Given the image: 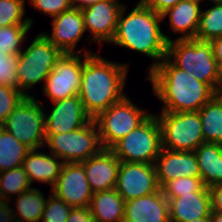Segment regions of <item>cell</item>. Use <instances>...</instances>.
<instances>
[{"label":"cell","mask_w":222,"mask_h":222,"mask_svg":"<svg viewBox=\"0 0 222 222\" xmlns=\"http://www.w3.org/2000/svg\"><path fill=\"white\" fill-rule=\"evenodd\" d=\"M146 80L152 83L153 93L163 103L161 111L165 112L199 111L216 94L167 57L148 72Z\"/></svg>","instance_id":"cell-1"},{"label":"cell","mask_w":222,"mask_h":222,"mask_svg":"<svg viewBox=\"0 0 222 222\" xmlns=\"http://www.w3.org/2000/svg\"><path fill=\"white\" fill-rule=\"evenodd\" d=\"M128 70L129 64L107 61L96 53L82 54L78 96L92 119L126 96L123 89Z\"/></svg>","instance_id":"cell-2"},{"label":"cell","mask_w":222,"mask_h":222,"mask_svg":"<svg viewBox=\"0 0 222 222\" xmlns=\"http://www.w3.org/2000/svg\"><path fill=\"white\" fill-rule=\"evenodd\" d=\"M124 5L118 17L114 38L110 43L126 49L143 53L153 62L147 71L154 69L167 55V44L172 39L161 29L162 15L145 6L141 1L136 3L127 15Z\"/></svg>","instance_id":"cell-3"},{"label":"cell","mask_w":222,"mask_h":222,"mask_svg":"<svg viewBox=\"0 0 222 222\" xmlns=\"http://www.w3.org/2000/svg\"><path fill=\"white\" fill-rule=\"evenodd\" d=\"M166 57L178 68L208 84L218 93V64L210 42L175 39L167 44Z\"/></svg>","instance_id":"cell-4"},{"label":"cell","mask_w":222,"mask_h":222,"mask_svg":"<svg viewBox=\"0 0 222 222\" xmlns=\"http://www.w3.org/2000/svg\"><path fill=\"white\" fill-rule=\"evenodd\" d=\"M62 54L42 33L34 37L32 43L19 53L16 72L18 89L26 97L31 96L30 89L40 82L44 83Z\"/></svg>","instance_id":"cell-5"},{"label":"cell","mask_w":222,"mask_h":222,"mask_svg":"<svg viewBox=\"0 0 222 222\" xmlns=\"http://www.w3.org/2000/svg\"><path fill=\"white\" fill-rule=\"evenodd\" d=\"M162 149L161 129L153 113L110 150L122 162L154 164Z\"/></svg>","instance_id":"cell-6"},{"label":"cell","mask_w":222,"mask_h":222,"mask_svg":"<svg viewBox=\"0 0 222 222\" xmlns=\"http://www.w3.org/2000/svg\"><path fill=\"white\" fill-rule=\"evenodd\" d=\"M151 114L135 105L128 95L109 106L93 119L98 128L102 148L110 149Z\"/></svg>","instance_id":"cell-7"},{"label":"cell","mask_w":222,"mask_h":222,"mask_svg":"<svg viewBox=\"0 0 222 222\" xmlns=\"http://www.w3.org/2000/svg\"><path fill=\"white\" fill-rule=\"evenodd\" d=\"M159 112L156 116L161 129L162 148L195 151L205 143L198 111Z\"/></svg>","instance_id":"cell-8"},{"label":"cell","mask_w":222,"mask_h":222,"mask_svg":"<svg viewBox=\"0 0 222 222\" xmlns=\"http://www.w3.org/2000/svg\"><path fill=\"white\" fill-rule=\"evenodd\" d=\"M33 96L25 97L1 125L30 149L45 146V110Z\"/></svg>","instance_id":"cell-9"},{"label":"cell","mask_w":222,"mask_h":222,"mask_svg":"<svg viewBox=\"0 0 222 222\" xmlns=\"http://www.w3.org/2000/svg\"><path fill=\"white\" fill-rule=\"evenodd\" d=\"M45 145L64 163H82L102 149L94 120L72 132L46 134Z\"/></svg>","instance_id":"cell-10"},{"label":"cell","mask_w":222,"mask_h":222,"mask_svg":"<svg viewBox=\"0 0 222 222\" xmlns=\"http://www.w3.org/2000/svg\"><path fill=\"white\" fill-rule=\"evenodd\" d=\"M81 58V53H63L57 60L42 88L52 102L78 95L82 81Z\"/></svg>","instance_id":"cell-11"},{"label":"cell","mask_w":222,"mask_h":222,"mask_svg":"<svg viewBox=\"0 0 222 222\" xmlns=\"http://www.w3.org/2000/svg\"><path fill=\"white\" fill-rule=\"evenodd\" d=\"M115 189L125 202L158 192L154 164L121 161Z\"/></svg>","instance_id":"cell-12"},{"label":"cell","mask_w":222,"mask_h":222,"mask_svg":"<svg viewBox=\"0 0 222 222\" xmlns=\"http://www.w3.org/2000/svg\"><path fill=\"white\" fill-rule=\"evenodd\" d=\"M123 6L119 0H100L81 9L85 30L91 33L89 41H98L100 46L112 41Z\"/></svg>","instance_id":"cell-13"},{"label":"cell","mask_w":222,"mask_h":222,"mask_svg":"<svg viewBox=\"0 0 222 222\" xmlns=\"http://www.w3.org/2000/svg\"><path fill=\"white\" fill-rule=\"evenodd\" d=\"M50 192L73 207H89L93 191L81 163H64Z\"/></svg>","instance_id":"cell-14"},{"label":"cell","mask_w":222,"mask_h":222,"mask_svg":"<svg viewBox=\"0 0 222 222\" xmlns=\"http://www.w3.org/2000/svg\"><path fill=\"white\" fill-rule=\"evenodd\" d=\"M52 103L50 113L44 114L45 134L72 132L93 120L78 95Z\"/></svg>","instance_id":"cell-15"},{"label":"cell","mask_w":222,"mask_h":222,"mask_svg":"<svg viewBox=\"0 0 222 222\" xmlns=\"http://www.w3.org/2000/svg\"><path fill=\"white\" fill-rule=\"evenodd\" d=\"M52 34L42 33L63 53L93 54L90 50H75L85 30L81 9L70 8L52 18Z\"/></svg>","instance_id":"cell-16"},{"label":"cell","mask_w":222,"mask_h":222,"mask_svg":"<svg viewBox=\"0 0 222 222\" xmlns=\"http://www.w3.org/2000/svg\"><path fill=\"white\" fill-rule=\"evenodd\" d=\"M154 166L160 188L179 177H200L194 151H171L162 148Z\"/></svg>","instance_id":"cell-17"},{"label":"cell","mask_w":222,"mask_h":222,"mask_svg":"<svg viewBox=\"0 0 222 222\" xmlns=\"http://www.w3.org/2000/svg\"><path fill=\"white\" fill-rule=\"evenodd\" d=\"M120 163L110 149L104 148L81 163L93 193L115 188Z\"/></svg>","instance_id":"cell-18"},{"label":"cell","mask_w":222,"mask_h":222,"mask_svg":"<svg viewBox=\"0 0 222 222\" xmlns=\"http://www.w3.org/2000/svg\"><path fill=\"white\" fill-rule=\"evenodd\" d=\"M123 222H170L169 202L162 189L126 201Z\"/></svg>","instance_id":"cell-19"},{"label":"cell","mask_w":222,"mask_h":222,"mask_svg":"<svg viewBox=\"0 0 222 222\" xmlns=\"http://www.w3.org/2000/svg\"><path fill=\"white\" fill-rule=\"evenodd\" d=\"M170 222H191L212 212L211 193L193 192L168 199Z\"/></svg>","instance_id":"cell-20"},{"label":"cell","mask_w":222,"mask_h":222,"mask_svg":"<svg viewBox=\"0 0 222 222\" xmlns=\"http://www.w3.org/2000/svg\"><path fill=\"white\" fill-rule=\"evenodd\" d=\"M38 149H31L23 160L22 167L27 173L29 181L51 184V188L57 181L64 162L54 154L38 152Z\"/></svg>","instance_id":"cell-21"},{"label":"cell","mask_w":222,"mask_h":222,"mask_svg":"<svg viewBox=\"0 0 222 222\" xmlns=\"http://www.w3.org/2000/svg\"><path fill=\"white\" fill-rule=\"evenodd\" d=\"M201 14V4L180 0L172 8L162 14L169 19V26L175 33L182 36L177 39H195Z\"/></svg>","instance_id":"cell-22"},{"label":"cell","mask_w":222,"mask_h":222,"mask_svg":"<svg viewBox=\"0 0 222 222\" xmlns=\"http://www.w3.org/2000/svg\"><path fill=\"white\" fill-rule=\"evenodd\" d=\"M46 201L40 189L33 187L17 196L15 202L17 211H13L10 205H5L0 210L7 217L18 222H41Z\"/></svg>","instance_id":"cell-23"},{"label":"cell","mask_w":222,"mask_h":222,"mask_svg":"<svg viewBox=\"0 0 222 222\" xmlns=\"http://www.w3.org/2000/svg\"><path fill=\"white\" fill-rule=\"evenodd\" d=\"M194 152L204 185L209 188L222 184V144L205 142Z\"/></svg>","instance_id":"cell-24"},{"label":"cell","mask_w":222,"mask_h":222,"mask_svg":"<svg viewBox=\"0 0 222 222\" xmlns=\"http://www.w3.org/2000/svg\"><path fill=\"white\" fill-rule=\"evenodd\" d=\"M89 210L96 222H123L125 201L115 188L94 193Z\"/></svg>","instance_id":"cell-25"},{"label":"cell","mask_w":222,"mask_h":222,"mask_svg":"<svg viewBox=\"0 0 222 222\" xmlns=\"http://www.w3.org/2000/svg\"><path fill=\"white\" fill-rule=\"evenodd\" d=\"M204 142L222 144V98L216 93L198 111Z\"/></svg>","instance_id":"cell-26"},{"label":"cell","mask_w":222,"mask_h":222,"mask_svg":"<svg viewBox=\"0 0 222 222\" xmlns=\"http://www.w3.org/2000/svg\"><path fill=\"white\" fill-rule=\"evenodd\" d=\"M30 150L0 126V172L21 167Z\"/></svg>","instance_id":"cell-27"},{"label":"cell","mask_w":222,"mask_h":222,"mask_svg":"<svg viewBox=\"0 0 222 222\" xmlns=\"http://www.w3.org/2000/svg\"><path fill=\"white\" fill-rule=\"evenodd\" d=\"M31 188L32 184L22 166L0 172V209L11 204V195L18 196Z\"/></svg>","instance_id":"cell-28"},{"label":"cell","mask_w":222,"mask_h":222,"mask_svg":"<svg viewBox=\"0 0 222 222\" xmlns=\"http://www.w3.org/2000/svg\"><path fill=\"white\" fill-rule=\"evenodd\" d=\"M222 37V4L201 10L199 27L195 39L208 41Z\"/></svg>","instance_id":"cell-29"},{"label":"cell","mask_w":222,"mask_h":222,"mask_svg":"<svg viewBox=\"0 0 222 222\" xmlns=\"http://www.w3.org/2000/svg\"><path fill=\"white\" fill-rule=\"evenodd\" d=\"M32 25H11L0 27V54H19L22 50L26 34Z\"/></svg>","instance_id":"cell-30"},{"label":"cell","mask_w":222,"mask_h":222,"mask_svg":"<svg viewBox=\"0 0 222 222\" xmlns=\"http://www.w3.org/2000/svg\"><path fill=\"white\" fill-rule=\"evenodd\" d=\"M161 189L167 200L180 197L182 194L210 192L200 177H179L167 182Z\"/></svg>","instance_id":"cell-31"},{"label":"cell","mask_w":222,"mask_h":222,"mask_svg":"<svg viewBox=\"0 0 222 222\" xmlns=\"http://www.w3.org/2000/svg\"><path fill=\"white\" fill-rule=\"evenodd\" d=\"M25 0H0V27L11 25H32V18L23 19Z\"/></svg>","instance_id":"cell-32"},{"label":"cell","mask_w":222,"mask_h":222,"mask_svg":"<svg viewBox=\"0 0 222 222\" xmlns=\"http://www.w3.org/2000/svg\"><path fill=\"white\" fill-rule=\"evenodd\" d=\"M72 207L51 193L42 213V222H66Z\"/></svg>","instance_id":"cell-33"},{"label":"cell","mask_w":222,"mask_h":222,"mask_svg":"<svg viewBox=\"0 0 222 222\" xmlns=\"http://www.w3.org/2000/svg\"><path fill=\"white\" fill-rule=\"evenodd\" d=\"M25 97L19 89L0 85V126Z\"/></svg>","instance_id":"cell-34"},{"label":"cell","mask_w":222,"mask_h":222,"mask_svg":"<svg viewBox=\"0 0 222 222\" xmlns=\"http://www.w3.org/2000/svg\"><path fill=\"white\" fill-rule=\"evenodd\" d=\"M19 54H0V85L18 89L17 66Z\"/></svg>","instance_id":"cell-35"},{"label":"cell","mask_w":222,"mask_h":222,"mask_svg":"<svg viewBox=\"0 0 222 222\" xmlns=\"http://www.w3.org/2000/svg\"><path fill=\"white\" fill-rule=\"evenodd\" d=\"M34 9L54 17L71 8L68 0H29Z\"/></svg>","instance_id":"cell-36"},{"label":"cell","mask_w":222,"mask_h":222,"mask_svg":"<svg viewBox=\"0 0 222 222\" xmlns=\"http://www.w3.org/2000/svg\"><path fill=\"white\" fill-rule=\"evenodd\" d=\"M66 222H96L89 207H73Z\"/></svg>","instance_id":"cell-37"},{"label":"cell","mask_w":222,"mask_h":222,"mask_svg":"<svg viewBox=\"0 0 222 222\" xmlns=\"http://www.w3.org/2000/svg\"><path fill=\"white\" fill-rule=\"evenodd\" d=\"M145 6L162 15L180 0H140Z\"/></svg>","instance_id":"cell-38"},{"label":"cell","mask_w":222,"mask_h":222,"mask_svg":"<svg viewBox=\"0 0 222 222\" xmlns=\"http://www.w3.org/2000/svg\"><path fill=\"white\" fill-rule=\"evenodd\" d=\"M211 193L212 212L222 213V184L209 187Z\"/></svg>","instance_id":"cell-39"},{"label":"cell","mask_w":222,"mask_h":222,"mask_svg":"<svg viewBox=\"0 0 222 222\" xmlns=\"http://www.w3.org/2000/svg\"><path fill=\"white\" fill-rule=\"evenodd\" d=\"M213 48V55L217 64L222 63V37L215 38L210 41Z\"/></svg>","instance_id":"cell-40"},{"label":"cell","mask_w":222,"mask_h":222,"mask_svg":"<svg viewBox=\"0 0 222 222\" xmlns=\"http://www.w3.org/2000/svg\"><path fill=\"white\" fill-rule=\"evenodd\" d=\"M68 1L72 8L82 9L92 4H95L100 0H68Z\"/></svg>","instance_id":"cell-41"},{"label":"cell","mask_w":222,"mask_h":222,"mask_svg":"<svg viewBox=\"0 0 222 222\" xmlns=\"http://www.w3.org/2000/svg\"><path fill=\"white\" fill-rule=\"evenodd\" d=\"M211 222H222V213L211 212Z\"/></svg>","instance_id":"cell-42"},{"label":"cell","mask_w":222,"mask_h":222,"mask_svg":"<svg viewBox=\"0 0 222 222\" xmlns=\"http://www.w3.org/2000/svg\"><path fill=\"white\" fill-rule=\"evenodd\" d=\"M222 88V63L218 65V91Z\"/></svg>","instance_id":"cell-43"},{"label":"cell","mask_w":222,"mask_h":222,"mask_svg":"<svg viewBox=\"0 0 222 222\" xmlns=\"http://www.w3.org/2000/svg\"><path fill=\"white\" fill-rule=\"evenodd\" d=\"M0 222H18L9 217H7L1 210H0Z\"/></svg>","instance_id":"cell-44"},{"label":"cell","mask_w":222,"mask_h":222,"mask_svg":"<svg viewBox=\"0 0 222 222\" xmlns=\"http://www.w3.org/2000/svg\"><path fill=\"white\" fill-rule=\"evenodd\" d=\"M191 222H211V215L195 219Z\"/></svg>","instance_id":"cell-45"},{"label":"cell","mask_w":222,"mask_h":222,"mask_svg":"<svg viewBox=\"0 0 222 222\" xmlns=\"http://www.w3.org/2000/svg\"><path fill=\"white\" fill-rule=\"evenodd\" d=\"M211 4L213 3L214 5L216 4H222V0H209Z\"/></svg>","instance_id":"cell-46"},{"label":"cell","mask_w":222,"mask_h":222,"mask_svg":"<svg viewBox=\"0 0 222 222\" xmlns=\"http://www.w3.org/2000/svg\"><path fill=\"white\" fill-rule=\"evenodd\" d=\"M182 1H191L200 4L203 0H182Z\"/></svg>","instance_id":"cell-47"},{"label":"cell","mask_w":222,"mask_h":222,"mask_svg":"<svg viewBox=\"0 0 222 222\" xmlns=\"http://www.w3.org/2000/svg\"><path fill=\"white\" fill-rule=\"evenodd\" d=\"M218 94L222 98V88L218 91Z\"/></svg>","instance_id":"cell-48"}]
</instances>
